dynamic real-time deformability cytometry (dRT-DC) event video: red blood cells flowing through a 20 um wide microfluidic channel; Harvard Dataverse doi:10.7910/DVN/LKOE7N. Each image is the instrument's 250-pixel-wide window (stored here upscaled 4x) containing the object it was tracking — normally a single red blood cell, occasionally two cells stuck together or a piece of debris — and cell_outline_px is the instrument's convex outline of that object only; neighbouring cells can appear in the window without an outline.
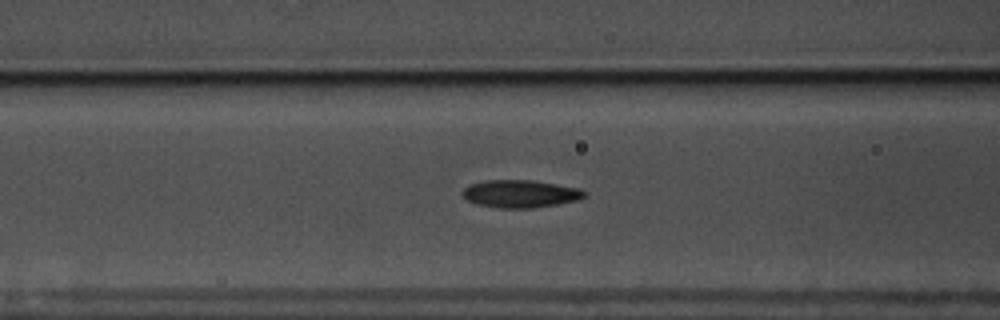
{"species": "common noctule bat (a hibernating species)", "species_latin": "Nyctalus noctula", "temperature_condition": "warm", "stored_images_in_passage": 41, "camera_frame_rate_fps": 3000, "um_per_image_px": 0.085, "animal": {"sex": "male", "body_mass_g": 17.5, "forearm_length_mm": 52.3}, "frame": {"image": 1, "passage_image": 7, "time_ms": 2.0, "image_size_px": [1000, 320], "cell_outline_px": [[588, 192], [580, 200], [532, 208], [500, 208], [476, 204], [468, 200], [460, 192], [464, 188], [472, 184], [488, 180], [528, 180], [556, 184], [576, 188]], "centroid_in_image_um": [44.22, 16.48], "position_along_channel_um": 122.4, "area_um2": 19.42}}
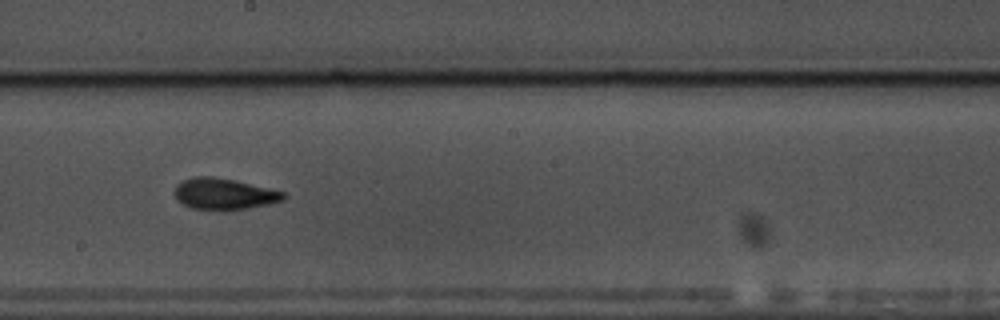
{"frame": {"image": 2, "passage_image": 16, "time_ms": 5.0, "image_size_px": [1000, 320], "cell_outline_px": [[288, 196], [284, 200], [268, 204], [248, 208], [192, 208], [176, 200], [176, 184], [180, 180], [196, 176], [212, 176], [236, 180], [284, 192]], "centroid_in_image_um": [19.05, 16.44], "position_along_channel_um": 229.1, "area_um2": 19.42}}
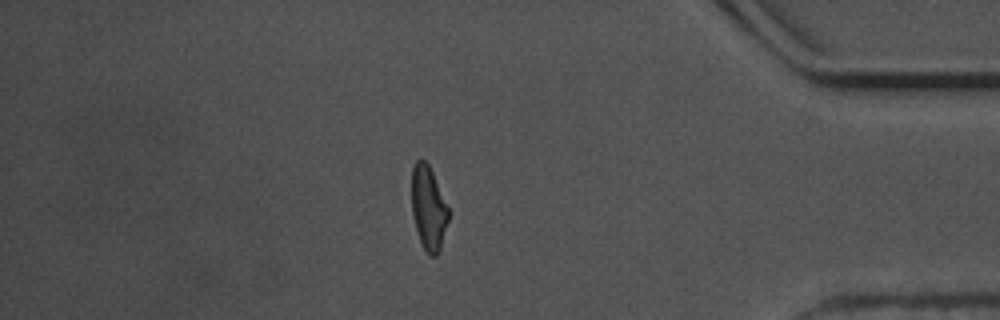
{"frame": {"image": 3, "passage_image": 33, "time_ms": 10.667, "image_size_px": [1000, 320], "cell_outline_px": [[448, 220], [440, 248], [436, 256], [428, 256], [420, 240], [416, 228], [412, 212], [412, 168], [416, 160], [424, 160], [428, 164], [432, 172], [448, 208]], "centroid_in_image_um": [36.4, 17.69], "position_along_channel_um": 398.8, "area_um2": 17.57}, "authors_computed_cell_mechanics": {"area_um2": 18.9584, "velocity_mm_per_s": 3.5708, "shape_relaxation_time_tau1_ms": 5.0825, "shape_relaxation_time_tau2_ms": 2.9912, "deformation_change_tau1": 0.144, "deformation_change_tau2": 0.114}}